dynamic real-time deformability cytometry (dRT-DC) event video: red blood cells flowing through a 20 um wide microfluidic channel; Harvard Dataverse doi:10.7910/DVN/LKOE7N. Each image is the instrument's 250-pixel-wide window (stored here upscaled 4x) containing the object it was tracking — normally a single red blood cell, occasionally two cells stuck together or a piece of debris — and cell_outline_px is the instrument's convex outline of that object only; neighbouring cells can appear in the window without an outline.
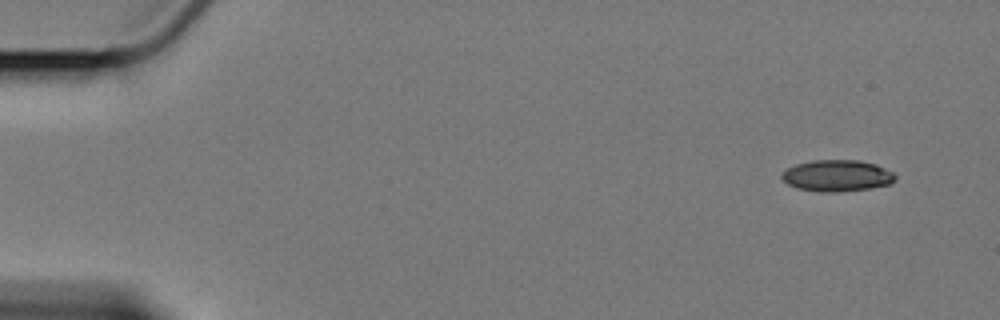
{"species": "Egyptian fruit bat (a non-hibernating species)", "species_latin": "Rousettus aegyptiacus", "temperature_condition": "cold", "stored_images_in_passage": 4, "camera_frame_rate_fps": 3000, "um_per_image_px": 0.085, "animal": {"sex": "female"}, "frame": {"image": 1, "passage_image": 1, "time_ms": 0.0, "image_size_px": [1000, 320], "cell_outline_px": [[896, 180], [888, 184], [868, 188], [836, 192], [824, 192], [796, 188], [788, 184], [780, 176], [788, 168], [796, 164], [812, 160], [860, 160], [876, 164], [892, 172], [896, 176]], "centroid_in_image_um": [71.15, 14.92], "position_along_channel_um": 13.9, "area_um2": 20.63}}
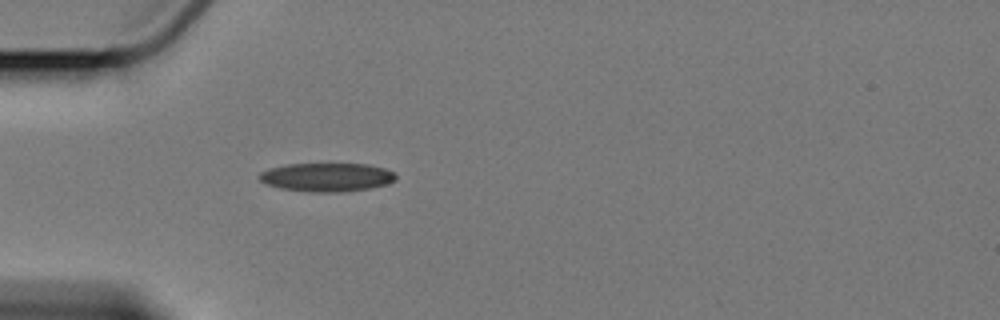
{"frame": {"image": 2, "passage_image": 4, "time_ms": 4.667, "image_size_px": [1000, 320], "cell_outline_px": [[396, 180], [384, 184], [368, 188], [340, 192], [308, 192], [280, 188], [268, 184], [260, 180], [256, 176], [260, 172], [268, 168], [288, 164], [368, 164], [384, 168], [392, 172], [396, 176]], "centroid_in_image_um": [27.73, 15.06], "position_along_channel_um": 57.3, "area_um2": 22.66}}